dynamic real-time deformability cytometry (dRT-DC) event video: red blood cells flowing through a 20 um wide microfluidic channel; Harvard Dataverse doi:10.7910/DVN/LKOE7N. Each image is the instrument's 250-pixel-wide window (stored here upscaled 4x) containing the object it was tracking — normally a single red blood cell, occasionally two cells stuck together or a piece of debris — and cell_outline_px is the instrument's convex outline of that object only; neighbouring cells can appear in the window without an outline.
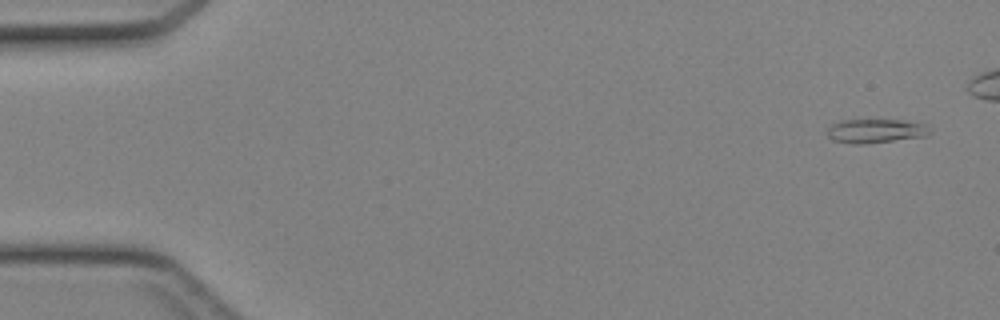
{"species": "Egyptian fruit bat (a non-hibernating species)", "species_latin": "Rousettus aegyptiacus", "temperature_condition": "cold", "stored_images_in_passage": 10, "camera_frame_rate_fps": 3000, "um_per_image_px": 0.085, "animal": {"sex": "female"}, "frame": {"image": 1, "passage_image": 1, "time_ms": 0.0, "image_size_px": [1000, 320], "cell_outline_px": [[932, 132], [924, 136], [860, 144], [856, 144], [832, 140], [828, 136], [828, 128], [832, 124], [840, 120], [904, 120], [924, 124]], "centroid_in_image_um": [74.4, 11.12], "position_along_channel_um": 10.6, "area_um2": 14.05}}